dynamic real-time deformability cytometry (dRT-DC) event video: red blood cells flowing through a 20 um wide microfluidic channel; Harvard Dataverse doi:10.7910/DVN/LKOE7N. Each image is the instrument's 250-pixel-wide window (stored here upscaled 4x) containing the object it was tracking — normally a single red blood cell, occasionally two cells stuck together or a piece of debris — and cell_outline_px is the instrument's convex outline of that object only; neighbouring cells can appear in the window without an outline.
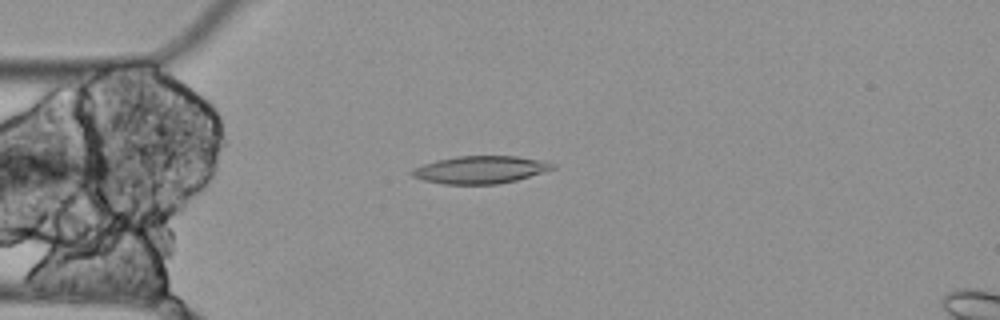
{"species": "Egyptian fruit bat (a non-hibernating species)", "species_latin": "Rousettus aegyptiacus", "temperature_condition": "cold", "stored_images_in_passage": 3, "camera_frame_rate_fps": 3000, "um_per_image_px": 0.085, "animal": {"sex": "female"}, "frame": {"image": 1, "passage_image": 3, "time_ms": 0.667, "image_size_px": [1000, 320], "cell_outline_px": [[556, 168], [516, 180], [496, 184], [444, 184], [424, 180], [412, 176], [408, 172], [412, 168], [436, 160], [456, 156], [516, 156], [544, 160], [556, 164]], "centroid_in_image_um": [40.82, 14.42], "position_along_channel_um": 44.2, "area_um2": 22.66}}